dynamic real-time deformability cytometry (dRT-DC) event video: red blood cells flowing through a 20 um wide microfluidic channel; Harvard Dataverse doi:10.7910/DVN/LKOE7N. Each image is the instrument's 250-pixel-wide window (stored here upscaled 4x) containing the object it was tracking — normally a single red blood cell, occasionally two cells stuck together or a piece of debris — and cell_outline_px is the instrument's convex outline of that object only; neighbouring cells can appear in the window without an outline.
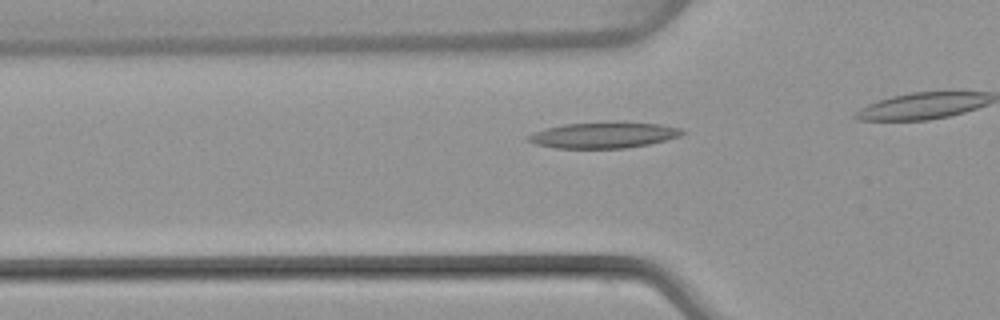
{"species": "common noctule bat (a hibernating species)", "species_latin": "Nyctalus noctula", "temperature_condition": "warm", "stored_images_in_passage": 21, "camera_frame_rate_fps": 3000, "um_per_image_px": 0.085, "animal": {"sex": "female", "body_mass_g": 22.7, "forearm_length_mm": 54.2}, "frame": {"image": 1, "passage_image": 4, "time_ms": 1.0, "image_size_px": [1000, 320], "cell_outline_px": [[684, 132], [680, 136], [648, 144], [624, 148], [556, 148], [536, 144], [528, 140], [528, 136], [536, 132], [548, 128], [564, 124], [660, 124], [680, 128]], "centroid_in_image_um": [51.3, 11.52], "position_along_channel_um": 74.5, "area_um2": 22.02}}
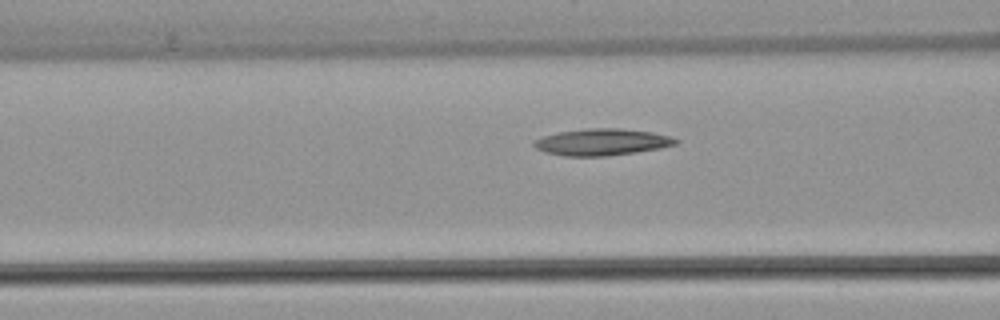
{"frame": {"image": 2, "passage_image": 7, "time_ms": 2.0, "image_size_px": [1000, 320], "cell_outline_px": [[680, 140], [676, 144], [660, 148], [636, 152], [608, 156], [564, 156], [544, 152], [536, 148], [532, 144], [532, 140], [544, 136], [560, 132], [584, 128], [620, 128], [652, 132], [668, 136]], "centroid_in_image_um": [51.13, 12.07], "position_along_channel_um": 115.5, "area_um2": 22.08}}